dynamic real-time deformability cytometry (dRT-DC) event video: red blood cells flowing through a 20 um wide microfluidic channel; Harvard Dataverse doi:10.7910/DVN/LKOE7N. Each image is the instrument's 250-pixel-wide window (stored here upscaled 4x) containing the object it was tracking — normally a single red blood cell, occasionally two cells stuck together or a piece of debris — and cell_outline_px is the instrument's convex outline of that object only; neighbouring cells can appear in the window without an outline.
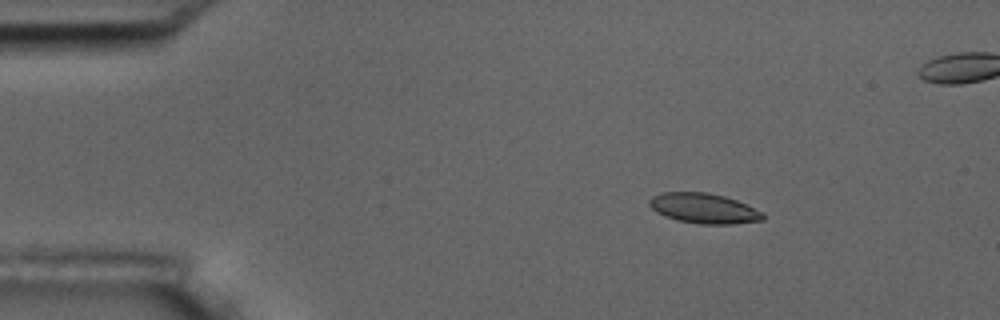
{"species": "common noctule bat (a hibernating species)", "species_latin": "Nyctalus noctula", "temperature_condition": "room temperature", "stored_images_in_passage": 6, "camera_frame_rate_fps": 3000, "um_per_image_px": 0.085, "animal": {"sex": "male", "body_mass_g": 17.5, "forearm_length_mm": 52.3}, "frame": {"image": 1, "passage_image": 3, "time_ms": 0.667, "image_size_px": [1000, 320], "cell_outline_px": [[764, 220], [732, 224], [700, 224], [676, 220], [664, 216], [656, 212], [648, 204], [648, 200], [652, 196], [660, 192], [704, 192], [724, 196], [736, 200], [764, 212]], "centroid_in_image_um": [59.8, 17.71], "position_along_channel_um": 25.2, "area_um2": 20.06}}